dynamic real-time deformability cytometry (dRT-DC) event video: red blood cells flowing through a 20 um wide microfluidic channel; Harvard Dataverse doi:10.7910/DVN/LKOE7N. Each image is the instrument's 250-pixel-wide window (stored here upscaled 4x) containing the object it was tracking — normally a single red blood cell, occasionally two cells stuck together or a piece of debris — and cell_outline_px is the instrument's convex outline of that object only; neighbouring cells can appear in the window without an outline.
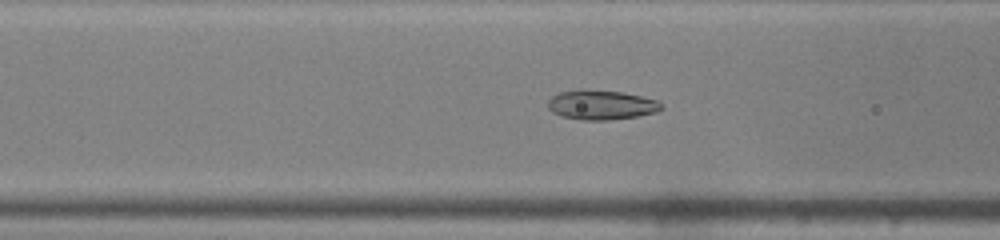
{"species": "common noctule bat (a hibernating species)", "species_latin": "Nyctalus noctula", "temperature_condition": "warm", "stored_images_in_passage": 40, "camera_frame_rate_fps": 3000, "um_per_image_px": 0.085, "animal": {"sex": "male", "body_mass_g": 19.0, "forearm_length_mm": 50.8}, "frame": {"image": 1, "passage_image": 18, "time_ms": 5.667, "image_size_px": [1000, 240], "cell_outline_px": [[664, 108], [656, 112], [636, 116], [612, 120], [580, 120], [560, 116], [552, 112], [548, 108], [548, 100], [552, 96], [560, 92], [620, 92], [640, 96], [656, 100]], "centroid_in_image_um": [51.11, 8.97], "position_along_channel_um": 115.5, "area_um2": 18.79}}
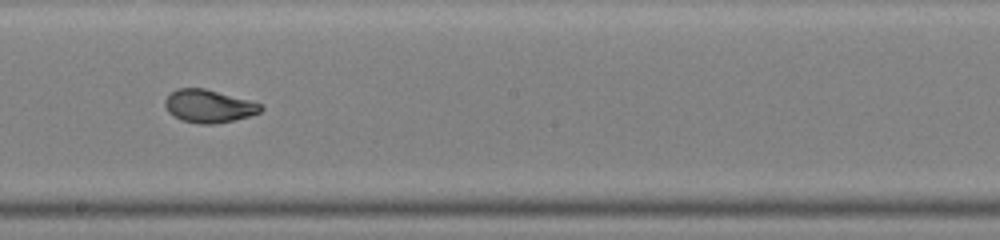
{"frame": {"image": 2, "passage_image": 26, "time_ms": 8.333, "image_size_px": [1000, 240], "cell_outline_px": [[264, 108], [260, 112], [248, 116], [232, 120], [212, 124], [200, 124], [180, 120], [172, 116], [168, 112], [164, 104], [164, 100], [176, 88], [204, 88], [248, 100], [260, 104]], "centroid_in_image_um": [17.69, 9.02], "position_along_channel_um": 230.5, "area_um2": 18.21}}
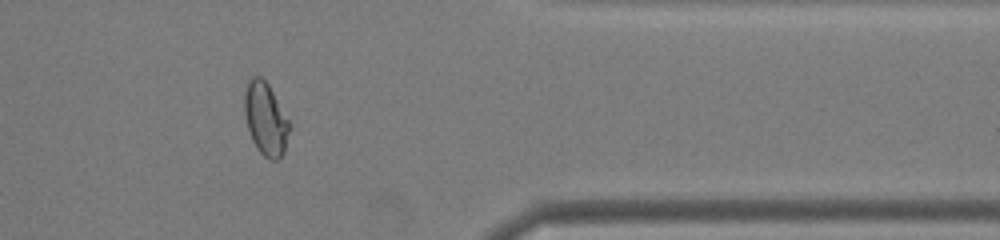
{"frame": {"image": 3, "passage_image": 38, "time_ms": 12.333, "image_size_px": [1000, 240], "cell_outline_px": [[292, 128], [284, 152], [280, 160], [268, 160], [260, 152], [252, 140], [248, 128], [244, 112], [244, 96], [248, 80], [252, 76], [260, 76], [268, 84], [288, 120]], "centroid_in_image_um": [22.59, 10.14], "position_along_channel_um": 388.8, "area_um2": 19.13}, "authors_computed_cell_mechanics": {"area_um2": 19.2185, "velocity_mm_per_s": 4.3123, "shape_relaxation_time_tau1_ms": 4.6499, "shape_relaxation_time_tau2_ms": 0.7654, "deformation_change_tau1": 0.198, "deformation_change_tau2": 0.0545}}